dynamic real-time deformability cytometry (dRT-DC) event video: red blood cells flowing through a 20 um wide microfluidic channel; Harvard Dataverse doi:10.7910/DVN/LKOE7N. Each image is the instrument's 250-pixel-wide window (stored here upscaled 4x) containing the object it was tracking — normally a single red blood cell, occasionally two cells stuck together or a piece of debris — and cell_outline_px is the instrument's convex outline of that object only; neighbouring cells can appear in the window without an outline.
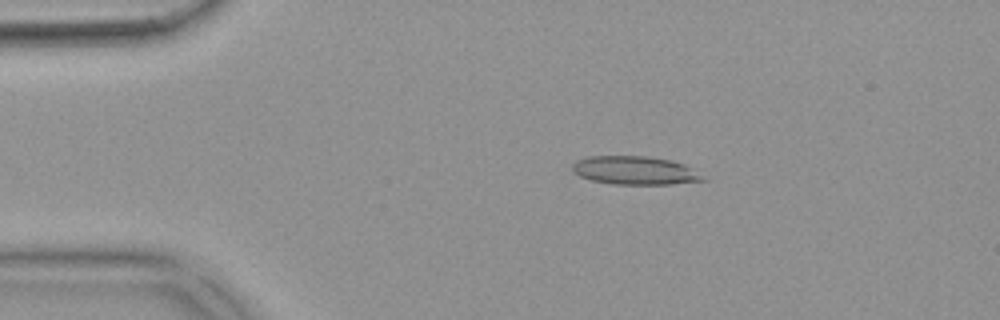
{"species": "common noctule bat (a hibernating species)", "species_latin": "Nyctalus noctula", "temperature_condition": "warm", "stored_images_in_passage": 52, "camera_frame_rate_fps": 3000, "um_per_image_px": 0.085, "animal": {"sex": "female", "body_mass_g": 18.4}, "frame": {"image": 1, "passage_image": 10, "time_ms": 3.0, "image_size_px": [1000, 320], "cell_outline_px": [[708, 180], [668, 184], [612, 184], [592, 180], [580, 176], [572, 172], [572, 164], [576, 160], [588, 156], [644, 156], [672, 160], [684, 164], [692, 168]], "centroid_in_image_um": [53.94, 14.48], "position_along_channel_um": 31.1, "area_um2": 21.62}}
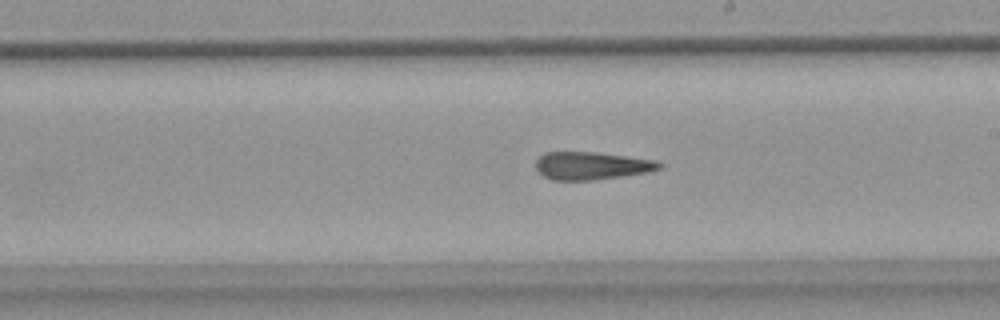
{"frame": {"image": 2, "passage_image": 30, "time_ms": 9.667, "image_size_px": [1000, 320], "cell_outline_px": [[664, 164], [660, 168], [648, 172], [592, 180], [552, 180], [544, 176], [536, 168], [536, 160], [544, 152], [592, 152], [624, 156], [652, 160]], "centroid_in_image_um": [50.24, 14.09], "position_along_channel_um": 238.8, "area_um2": 19.65}}
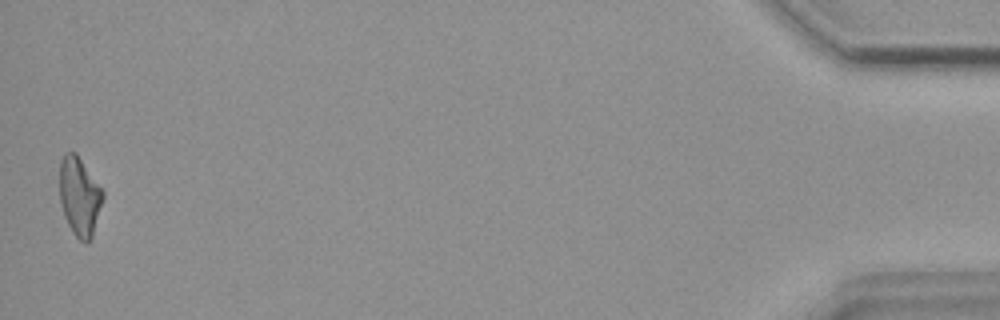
{"frame": {"image": 3, "passage_image": 52, "time_ms": 17.0, "image_size_px": [1000, 320], "cell_outline_px": [[104, 196], [92, 236], [88, 240], [80, 240], [72, 232], [64, 216], [60, 204], [60, 160], [64, 152], [76, 152], [104, 192]], "centroid_in_image_um": [6.74, 16.65], "position_along_channel_um": 428.5, "area_um2": 19.65}, "authors_computed_cell_mechanics": {"area_um2": 20.6635, "velocity_mm_per_s": 3.8539, "shape_relaxation_time_tau1_ms": null, "shape_relaxation_time_tau2_ms": 4.4664, "deformation_change_tau1": null, "deformation_change_tau2": 0.1672}}